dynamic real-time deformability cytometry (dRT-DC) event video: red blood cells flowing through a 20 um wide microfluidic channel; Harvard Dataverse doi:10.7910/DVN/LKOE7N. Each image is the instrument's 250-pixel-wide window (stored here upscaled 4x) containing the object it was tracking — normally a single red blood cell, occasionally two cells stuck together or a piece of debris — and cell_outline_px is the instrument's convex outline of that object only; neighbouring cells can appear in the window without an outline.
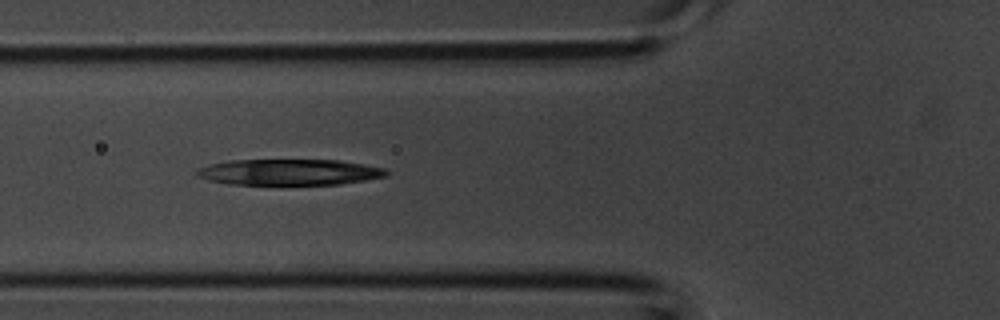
{"species": "common noctule bat (a hibernating species)", "species_latin": "Nyctalus noctula", "temperature_condition": "room temperature", "stored_images_in_passage": 25, "camera_frame_rate_fps": 3000, "um_per_image_px": 0.085, "animal": {"sex": "male", "body_mass_g": 20.1, "forearm_length_mm": 53.5}, "frame": {"image": 1, "passage_image": 12, "time_ms": 3.667, "image_size_px": [1000, 320], "cell_outline_px": [[392, 172], [388, 176], [340, 184], [228, 184], [208, 180], [196, 176], [192, 172], [196, 168], [208, 164], [228, 160], [336, 160], [364, 164], [384, 168]], "centroid_in_image_um": [24.54, 14.62], "position_along_channel_um": 101.3, "area_um2": 28.96}}
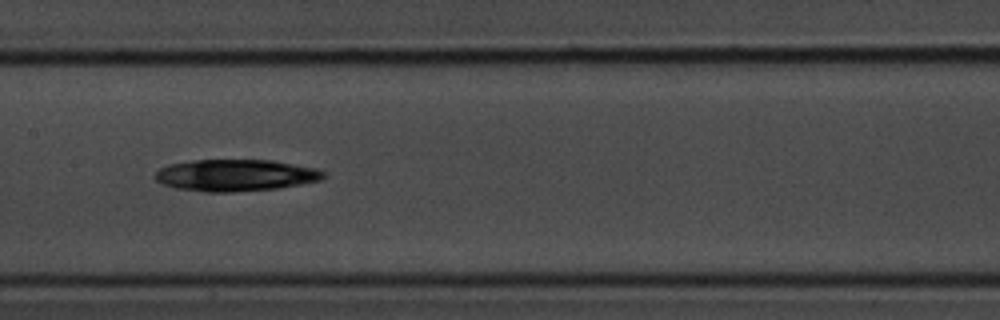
{"frame": {"image": 2, "passage_image": 17, "time_ms": 5.333, "image_size_px": [1000, 320], "cell_outline_px": [[324, 176], [320, 180], [280, 188], [232, 192], [204, 192], [176, 188], [164, 184], [156, 180], [156, 172], [160, 168], [168, 164], [192, 160], [272, 160], [316, 168], [324, 172]], "centroid_in_image_um": [20.01, 14.9], "position_along_channel_um": 187.4, "area_um2": 31.1}}
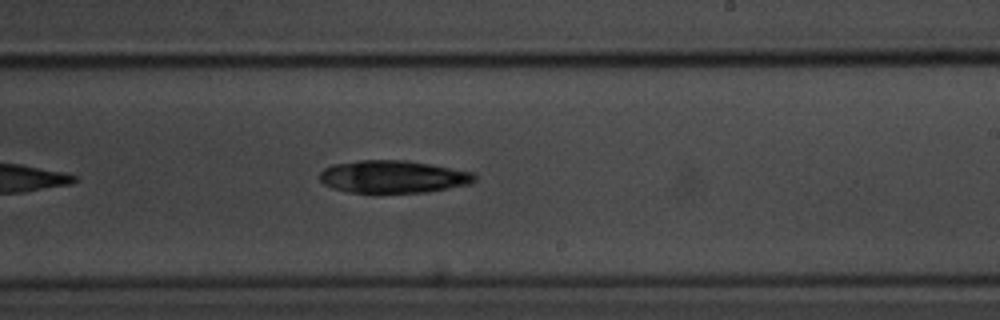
{"frame": {"image": 3, "passage_image": 21, "time_ms": 6.667, "image_size_px": [1000, 320], "cell_outline_px": [[476, 180], [472, 184], [428, 192], [372, 196], [348, 192], [332, 188], [324, 184], [320, 180], [320, 172], [324, 168], [332, 164], [360, 160], [408, 160], [432, 164], [476, 172]], "centroid_in_image_um": [33.43, 15.06], "position_along_channel_um": 255.6, "area_um2": 30.87}}